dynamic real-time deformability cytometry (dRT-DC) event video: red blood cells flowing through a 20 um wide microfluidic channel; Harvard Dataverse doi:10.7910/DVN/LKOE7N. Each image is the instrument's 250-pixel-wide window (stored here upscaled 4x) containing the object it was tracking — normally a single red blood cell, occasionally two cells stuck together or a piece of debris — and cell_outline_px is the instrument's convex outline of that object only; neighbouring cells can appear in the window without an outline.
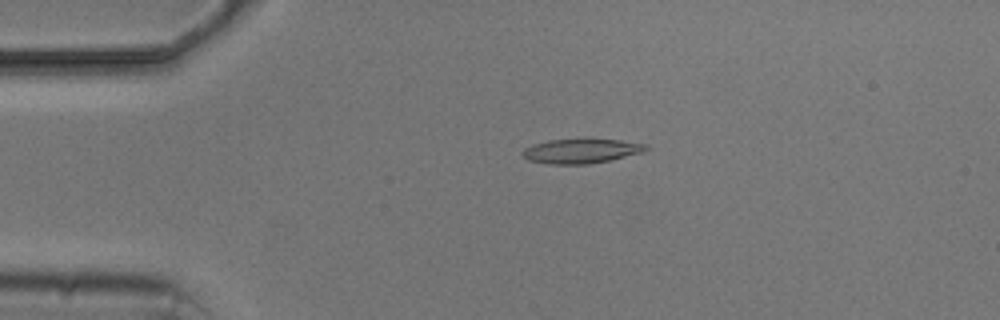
{"species": "common noctule bat (a hibernating species)", "species_latin": "Nyctalus noctula", "temperature_condition": "cold", "stored_images_in_passage": 4, "camera_frame_rate_fps": 3000, "um_per_image_px": 0.085, "animal": {"sex": "male", "body_mass_g": 20.5, "forearm_length_mm": 52.5}, "frame": {"image": 1, "passage_image": 3, "time_ms": 2.333, "image_size_px": [1000, 320], "cell_outline_px": [[648, 148], [644, 152], [612, 160], [588, 164], [548, 164], [528, 160], [520, 152], [524, 148], [548, 140], [592, 136], [648, 144]], "centroid_in_image_um": [49.45, 12.79], "position_along_channel_um": 35.6, "area_um2": 18.5}}